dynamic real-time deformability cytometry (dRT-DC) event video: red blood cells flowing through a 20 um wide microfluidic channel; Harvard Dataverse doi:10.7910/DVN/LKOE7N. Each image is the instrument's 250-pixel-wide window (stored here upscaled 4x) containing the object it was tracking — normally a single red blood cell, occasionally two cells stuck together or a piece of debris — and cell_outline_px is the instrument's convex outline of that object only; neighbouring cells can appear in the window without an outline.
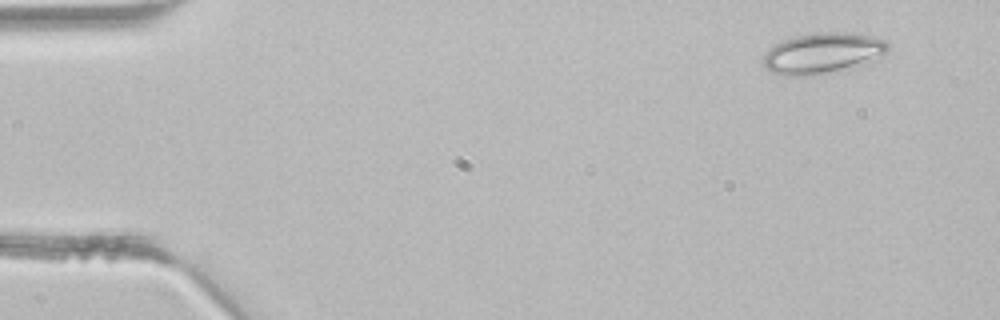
{"species": "common noctule bat (a hibernating species)", "species_latin": "Nyctalus noctula", "temperature_condition": "room temperature", "stored_images_in_passage": 3, "camera_frame_rate_fps": 3000, "um_per_image_px": 0.085, "animal": {"sex": "male", "body_mass_g": 21.5, "forearm_length_mm": 52.0}, "frame": {"image": 1, "passage_image": 1, "time_ms": 0.0, "image_size_px": [1000, 320], "cell_outline_px": [[888, 52], [880, 60], [824, 72], [804, 76], [784, 76], [772, 72], [764, 68], [760, 60], [768, 48], [784, 40], [796, 36], [820, 32], [836, 32], [872, 36], [884, 40], [888, 44]], "centroid_in_image_um": [69.9, 4.52], "position_along_channel_um": 15.1, "area_um2": 29.48}}